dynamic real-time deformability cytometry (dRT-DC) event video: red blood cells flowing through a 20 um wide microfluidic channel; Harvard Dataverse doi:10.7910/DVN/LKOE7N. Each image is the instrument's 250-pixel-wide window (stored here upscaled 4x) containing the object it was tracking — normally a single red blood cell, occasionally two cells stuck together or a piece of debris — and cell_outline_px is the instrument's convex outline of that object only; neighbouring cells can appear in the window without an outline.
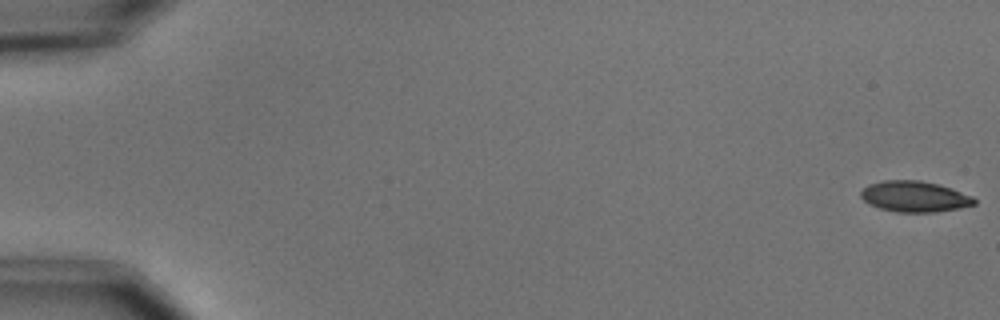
{"species": "common noctule bat (a hibernating species)", "species_latin": "Nyctalus noctula", "temperature_condition": "cold", "stored_images_in_passage": 5, "camera_frame_rate_fps": 3000, "um_per_image_px": 0.085, "animal": {"sex": "male", "body_mass_g": 15.6}, "frame": {"image": 1, "passage_image": 1, "time_ms": 0.0, "image_size_px": [1000, 320], "cell_outline_px": [[976, 204], [960, 208], [936, 212], [896, 212], [880, 208], [868, 204], [860, 196], [860, 192], [868, 184], [884, 180], [920, 180], [940, 184], [952, 188], [972, 196], [976, 200]], "centroid_in_image_um": [77.74, 16.7], "position_along_channel_um": 7.3, "area_um2": 20.58}}